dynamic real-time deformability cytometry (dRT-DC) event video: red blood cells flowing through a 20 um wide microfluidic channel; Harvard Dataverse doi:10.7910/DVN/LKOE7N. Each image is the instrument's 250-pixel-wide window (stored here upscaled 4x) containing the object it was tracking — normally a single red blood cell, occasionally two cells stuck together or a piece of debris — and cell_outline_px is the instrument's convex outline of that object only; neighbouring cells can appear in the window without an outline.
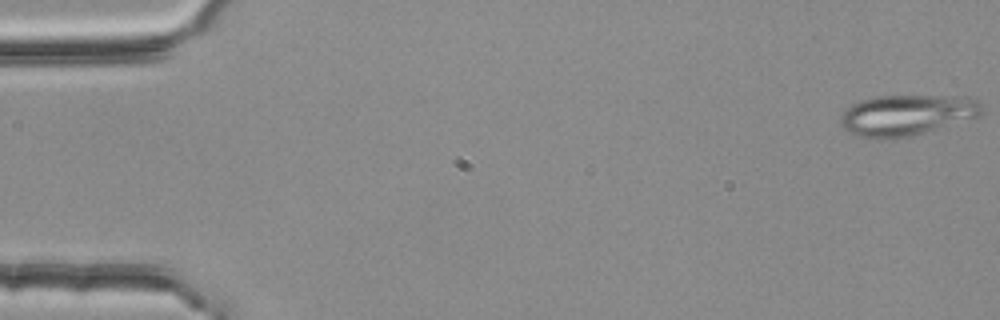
{"species": "common noctule bat (a hibernating species)", "species_latin": "Nyctalus noctula", "temperature_condition": "room temperature", "stored_images_in_passage": 17, "camera_frame_rate_fps": 3000, "um_per_image_px": 0.085, "animal": {"sex": "female", "body_mass_g": 25.1}, "frame": {"image": 1, "passage_image": 1, "time_ms": 0.0, "image_size_px": [1000, 320], "cell_outline_px": [[980, 116], [924, 132], [908, 136], [860, 136], [848, 132], [844, 128], [840, 120], [840, 116], [852, 104], [872, 96], [968, 96], [976, 100], [980, 104]], "centroid_in_image_um": [77.08, 9.73], "position_along_channel_um": 7.9, "area_um2": 32.6}}